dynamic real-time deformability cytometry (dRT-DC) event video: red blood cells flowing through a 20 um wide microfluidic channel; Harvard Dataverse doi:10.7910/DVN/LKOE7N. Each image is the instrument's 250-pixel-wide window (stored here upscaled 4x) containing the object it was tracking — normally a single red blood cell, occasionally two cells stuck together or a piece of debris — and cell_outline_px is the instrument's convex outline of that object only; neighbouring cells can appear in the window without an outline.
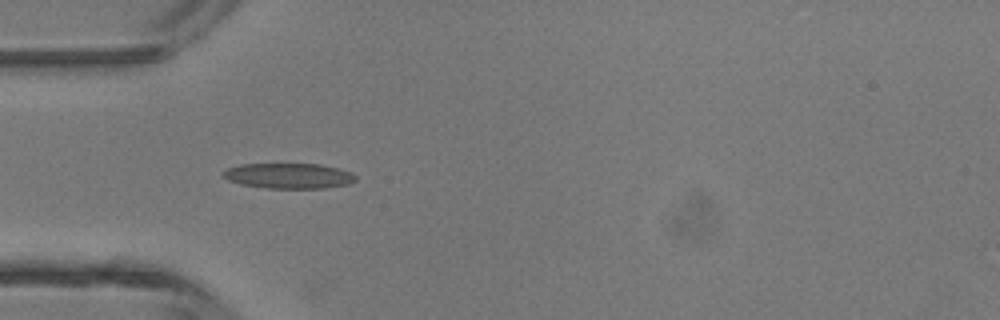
{"species": "common noctule bat (a hibernating species)", "species_latin": "Nyctalus noctula", "temperature_condition": "room temperature", "stored_images_in_passage": 3, "camera_frame_rate_fps": 3000, "um_per_image_px": 0.085, "animal": {"sex": "male", "body_mass_g": 13.3}, "frame": {"image": 1, "passage_image": 2, "time_ms": 1.0, "image_size_px": [1000, 320], "cell_outline_px": [[356, 180], [348, 184], [324, 188], [268, 188], [240, 184], [228, 180], [220, 176], [220, 172], [228, 168], [240, 164], [320, 164], [352, 172], [356, 176]], "centroid_in_image_um": [24.5, 14.94], "position_along_channel_um": 60.5, "area_um2": 19.65}}
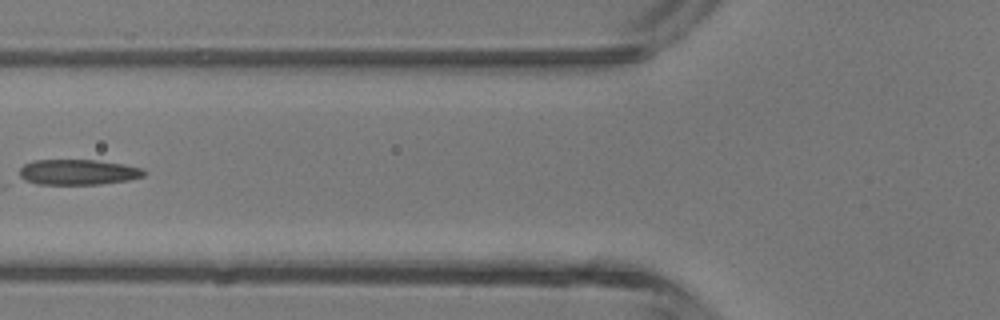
{"frame": {"image": 2, "passage_image": 3, "time_ms": 2.333, "image_size_px": [1000, 320], "cell_outline_px": [[144, 176], [128, 180], [100, 184], [36, 184], [24, 180], [20, 176], [20, 168], [24, 164], [32, 160], [96, 160], [124, 164], [144, 168]], "centroid_in_image_um": [6.62, 14.62], "position_along_channel_um": 119.2, "area_um2": 18.5}}